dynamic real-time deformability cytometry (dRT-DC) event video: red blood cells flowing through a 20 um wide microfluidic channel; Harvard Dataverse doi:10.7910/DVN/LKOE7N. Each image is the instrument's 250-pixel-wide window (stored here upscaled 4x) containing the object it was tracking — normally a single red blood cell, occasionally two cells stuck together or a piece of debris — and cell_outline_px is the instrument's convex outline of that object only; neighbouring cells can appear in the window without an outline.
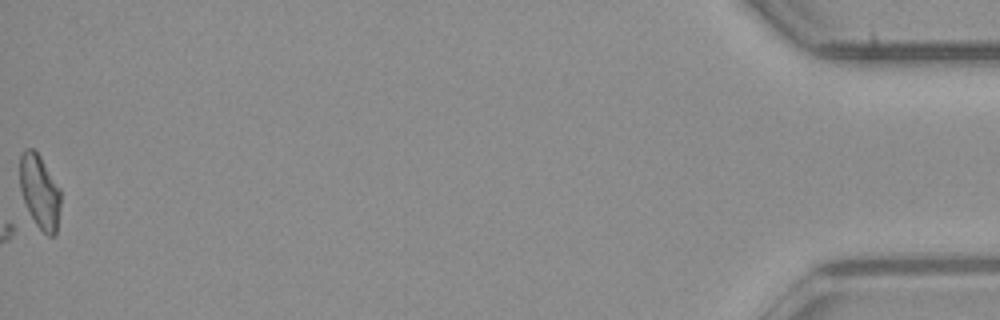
{"species": "common noctule bat (a hibernating species)", "species_latin": "Nyctalus noctula", "temperature_condition": "room temperature", "stored_images_in_passage": 41, "camera_frame_rate_fps": 3000, "um_per_image_px": 0.085, "animal": {"sex": "male", "body_mass_g": 23.1, "forearm_length_mm": 52.7}, "frame": {"image": 1, "passage_image": 41, "time_ms": 13.333, "image_size_px": [1000, 320], "cell_outline_px": [[60, 208], [56, 236], [48, 236], [36, 224], [24, 200], [20, 188], [20, 156], [24, 148], [32, 148], [40, 156], [60, 188]], "centroid_in_image_um": [3.39, 16.28], "position_along_channel_um": 431.8, "area_um2": 17.4}}